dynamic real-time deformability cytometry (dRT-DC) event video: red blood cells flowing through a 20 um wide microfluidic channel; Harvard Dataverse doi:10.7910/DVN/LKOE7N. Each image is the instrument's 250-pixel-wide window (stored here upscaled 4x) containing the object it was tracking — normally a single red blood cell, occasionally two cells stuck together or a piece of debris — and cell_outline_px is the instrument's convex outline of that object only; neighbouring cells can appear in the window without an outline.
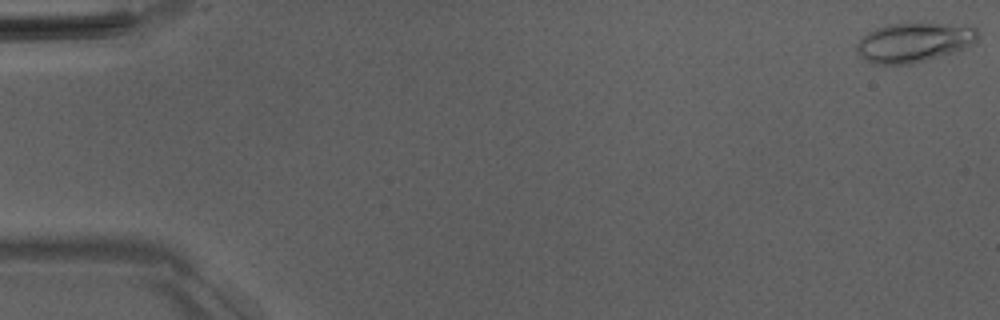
{"species": "Egyptian fruit bat (a non-hibernating species)", "species_latin": "Rousettus aegyptiacus", "temperature_condition": "room temperature", "stored_images_in_passage": 52, "camera_frame_rate_fps": 3000, "um_per_image_px": 0.085, "animal": {"sex": "male"}, "frame": {"image": 1, "passage_image": 1, "time_ms": 0.0, "image_size_px": [1000, 320], "cell_outline_px": [[980, 36], [972, 44], [964, 48], [912, 64], [876, 64], [864, 60], [856, 52], [856, 44], [868, 32], [884, 24], [972, 24], [980, 32]], "centroid_in_image_um": [77.7, 3.59], "position_along_channel_um": 7.3, "area_um2": 27.86}}
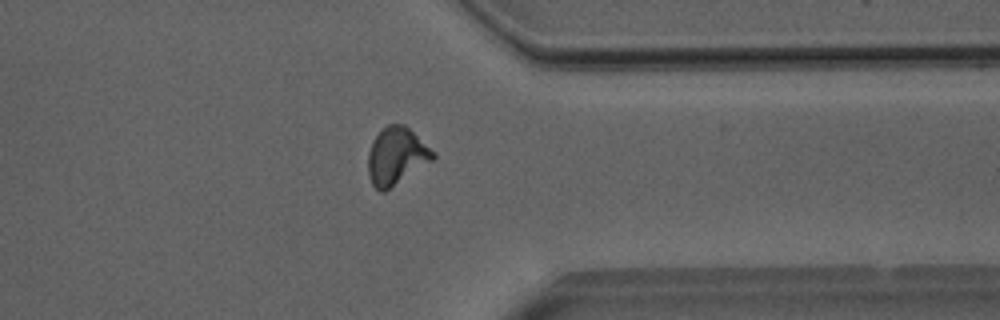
{"frame": {"image": 2, "passage_image": 41, "time_ms": 13.333, "image_size_px": [1000, 320], "cell_outline_px": [[436, 156], [432, 160], [384, 192], [380, 192], [372, 184], [368, 176], [368, 152], [372, 140], [388, 124], [404, 124], [436, 152]], "centroid_in_image_um": [33.68, 13.26], "position_along_channel_um": 377.7, "area_um2": 21.5}}
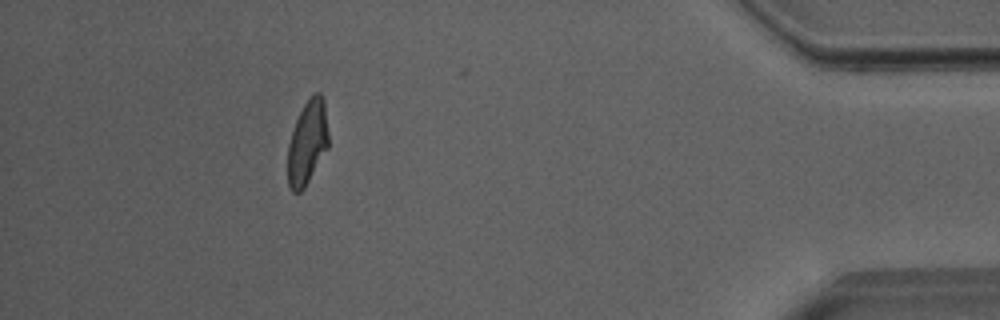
{"frame": {"image": 3, "passage_image": 47, "time_ms": 15.333, "image_size_px": [1000, 320], "cell_outline_px": [[328, 148], [304, 188], [300, 192], [292, 192], [288, 188], [288, 144], [296, 120], [304, 104], [316, 92], [320, 92], [324, 100], [328, 132]], "centroid_in_image_um": [26.13, 12.14], "position_along_channel_um": 409.1, "area_um2": 19.83}, "authors_computed_cell_mechanics": {"area_um2": 20.7213, "velocity_mm_per_s": 4.0156, "shape_relaxation_time_tau1_ms": 4.3226, "shape_relaxation_time_tau2_ms": 0.7988, "deformation_change_tau1": 0.1813, "deformation_change_tau2": 0.0722}}